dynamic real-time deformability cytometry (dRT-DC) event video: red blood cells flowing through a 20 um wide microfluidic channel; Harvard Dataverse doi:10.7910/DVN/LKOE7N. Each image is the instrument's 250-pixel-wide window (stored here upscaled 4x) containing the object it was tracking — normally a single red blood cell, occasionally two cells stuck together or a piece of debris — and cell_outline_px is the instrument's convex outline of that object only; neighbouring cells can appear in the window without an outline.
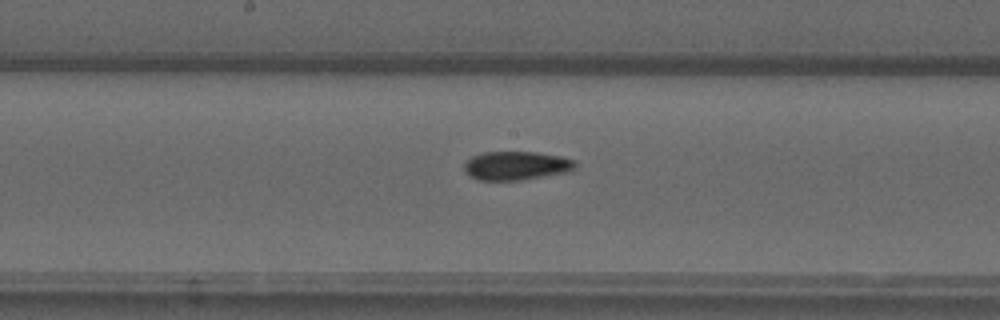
{"species": "common noctule bat (a hibernating species)", "species_latin": "Nyctalus noctula", "temperature_condition": "warm", "stored_images_in_passage": 38, "camera_frame_rate_fps": 3000, "um_per_image_px": 0.085, "animal": {"sex": "male", "forearm_length_mm": 52.5}, "frame": {"image": 1, "passage_image": 19, "time_ms": 6.0, "image_size_px": [1000, 320], "cell_outline_px": [[576, 168], [568, 172], [520, 180], [476, 180], [468, 176], [464, 168], [464, 164], [472, 156], [484, 152], [536, 152], [560, 156], [576, 160]], "centroid_in_image_um": [43.88, 14.08], "position_along_channel_um": 204.3, "area_um2": 18.67}}
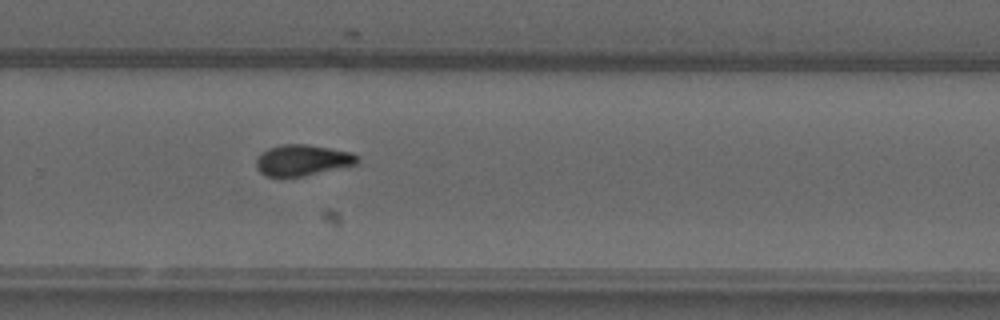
{"frame": {"image": 2, "passage_image": 27, "time_ms": 8.667, "image_size_px": [1000, 320], "cell_outline_px": [[360, 160], [356, 164], [304, 176], [264, 176], [256, 168], [256, 156], [268, 148], [280, 144], [308, 144], [352, 152], [360, 156]], "centroid_in_image_um": [25.7, 13.6], "position_along_channel_um": 304.1, "area_um2": 18.44}}
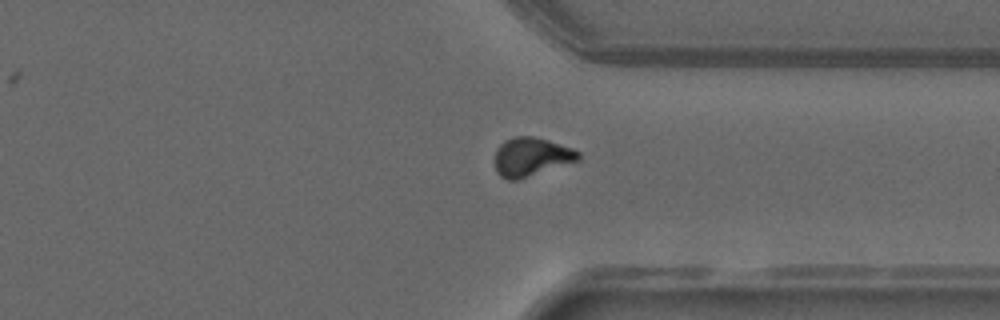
{"frame": {"image": 3, "passage_image": 32, "time_ms": 10.333, "image_size_px": [1000, 320], "cell_outline_px": [[580, 160], [520, 180], [508, 180], [500, 176], [496, 172], [496, 148], [504, 140], [512, 136], [532, 136], [548, 140], [572, 148], [580, 152]], "centroid_in_image_um": [45.16, 13.34], "position_along_channel_um": 366.2, "area_um2": 19.07}, "authors_computed_cell_mechanics": {"area_um2": 18.4671, "velocity_mm_per_s": 3.7584, "shape_relaxation_time_tau1_ms": null, "shape_relaxation_time_tau2_ms": 3.3225, "deformation_change_tau1": null, "deformation_change_tau2": 0.0623}}